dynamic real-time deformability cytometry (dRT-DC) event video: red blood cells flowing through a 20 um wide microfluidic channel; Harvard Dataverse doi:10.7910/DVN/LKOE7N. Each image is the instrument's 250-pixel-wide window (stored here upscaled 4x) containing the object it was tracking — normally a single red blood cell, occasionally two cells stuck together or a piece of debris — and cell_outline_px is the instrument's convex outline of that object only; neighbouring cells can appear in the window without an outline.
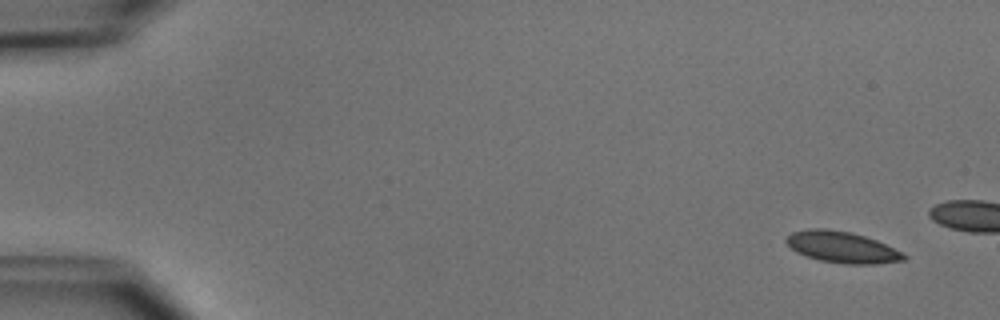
{"species": "common noctule bat (a hibernating species)", "species_latin": "Nyctalus noctula", "temperature_condition": "cold", "stored_images_in_passage": 4, "camera_frame_rate_fps": 3000, "um_per_image_px": 0.085, "animal": {"sex": "male", "body_mass_g": 15.6}, "frame": {"image": 1, "passage_image": 1, "time_ms": 0.0, "image_size_px": [1000, 320], "cell_outline_px": [[908, 256], [904, 260], [876, 264], [844, 264], [820, 260], [796, 252], [784, 240], [792, 232], [812, 228], [824, 228], [852, 232], [876, 240], [904, 252]], "centroid_in_image_um": [71.61, 21.01], "position_along_channel_um": 13.4, "area_um2": 21.44}}